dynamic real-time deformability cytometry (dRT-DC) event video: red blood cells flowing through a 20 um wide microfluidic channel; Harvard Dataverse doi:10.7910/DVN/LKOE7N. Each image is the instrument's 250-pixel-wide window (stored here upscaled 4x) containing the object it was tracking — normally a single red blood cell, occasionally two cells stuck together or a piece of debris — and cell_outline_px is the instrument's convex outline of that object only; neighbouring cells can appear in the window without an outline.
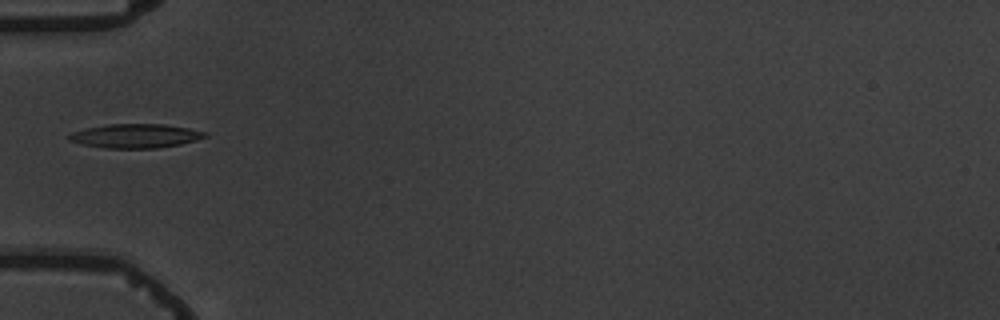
{"species": "common noctule bat (a hibernating species)", "species_latin": "Nyctalus noctula", "temperature_condition": "warm", "stored_images_in_passage": 5, "camera_frame_rate_fps": 3000, "um_per_image_px": 0.085, "animal": {"sex": "male", "body_mass_g": 19.5, "forearm_length_mm": 54.6}, "frame": {"image": 1, "passage_image": 5, "time_ms": 5.667, "image_size_px": [1000, 320], "cell_outline_px": [[208, 136], [196, 140], [180, 144], [156, 148], [104, 148], [84, 144], [68, 140], [68, 136], [72, 132], [84, 128], [108, 124], [164, 124], [188, 128], [208, 132]], "centroid_in_image_um": [11.52, 11.54], "position_along_channel_um": 73.5, "area_um2": 19.02}}